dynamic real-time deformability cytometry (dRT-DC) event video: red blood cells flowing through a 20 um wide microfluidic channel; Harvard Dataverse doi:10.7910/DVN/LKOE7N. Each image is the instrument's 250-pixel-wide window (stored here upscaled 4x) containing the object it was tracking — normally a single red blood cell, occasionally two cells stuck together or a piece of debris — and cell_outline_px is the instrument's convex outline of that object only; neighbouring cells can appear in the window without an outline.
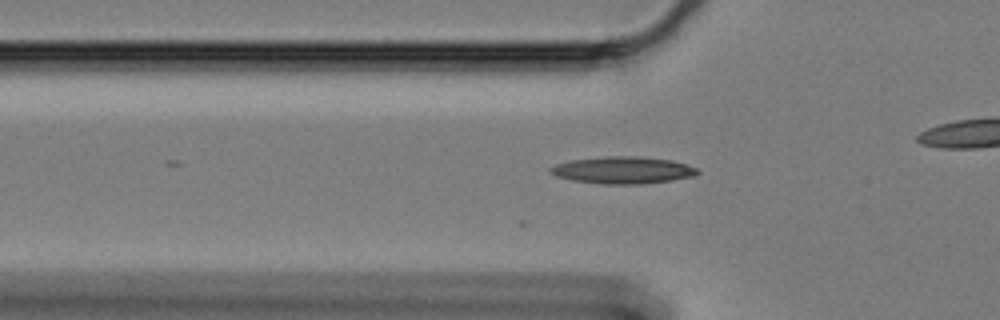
{"species": "Egyptian fruit bat (a non-hibernating species)", "species_latin": "Rousettus aegyptiacus", "temperature_condition": "cold", "stored_images_in_passage": 22, "camera_frame_rate_fps": 3000, "um_per_image_px": 0.085, "animal": {"sex": "female"}, "frame": {"image": 1, "passage_image": 9, "time_ms": 2.667, "image_size_px": [1000, 320], "cell_outline_px": [[700, 172], [692, 176], [672, 180], [640, 184], [600, 184], [572, 180], [556, 176], [548, 172], [548, 168], [556, 164], [572, 160], [604, 156], [640, 156], [672, 160], [696, 168]], "centroid_in_image_um": [52.9, 14.46], "position_along_channel_um": 72.9, "area_um2": 23.18}}
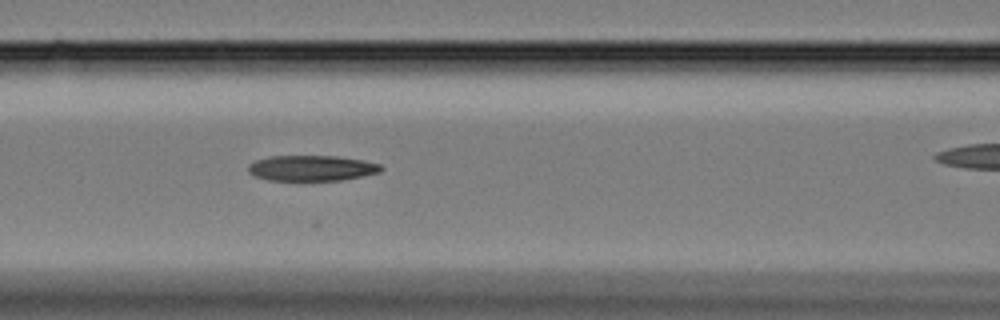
{"frame": {"image": 2, "passage_image": 15, "time_ms": 4.667, "image_size_px": [1000, 320], "cell_outline_px": [[384, 168], [380, 172], [340, 180], [268, 180], [256, 176], [248, 172], [248, 164], [256, 160], [268, 156], [336, 156], [364, 160], [380, 164]], "centroid_in_image_um": [26.48, 14.28], "position_along_channel_um": 140.1, "area_um2": 19.71}}
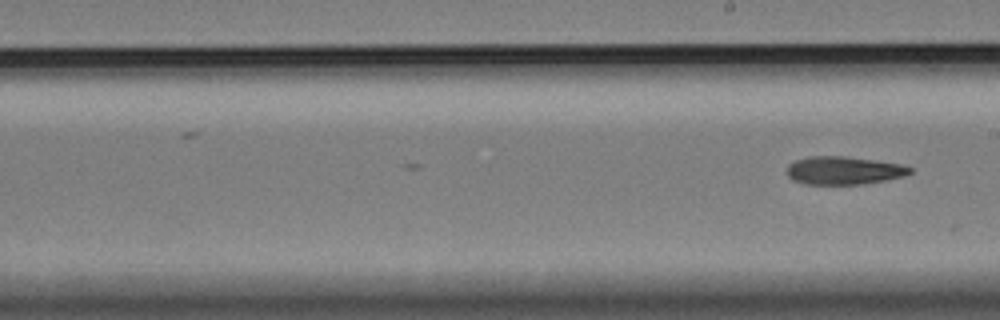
{"frame": {"image": 3, "passage_image": 22, "time_ms": 7.0, "image_size_px": [1000, 320], "cell_outline_px": [[912, 172], [904, 176], [884, 180], [860, 184], [804, 184], [792, 180], [788, 176], [788, 164], [796, 160], [812, 156], [844, 156], [876, 160], [900, 164], [912, 168]], "centroid_in_image_um": [71.71, 14.49], "position_along_channel_um": 217.3, "area_um2": 20.0}}